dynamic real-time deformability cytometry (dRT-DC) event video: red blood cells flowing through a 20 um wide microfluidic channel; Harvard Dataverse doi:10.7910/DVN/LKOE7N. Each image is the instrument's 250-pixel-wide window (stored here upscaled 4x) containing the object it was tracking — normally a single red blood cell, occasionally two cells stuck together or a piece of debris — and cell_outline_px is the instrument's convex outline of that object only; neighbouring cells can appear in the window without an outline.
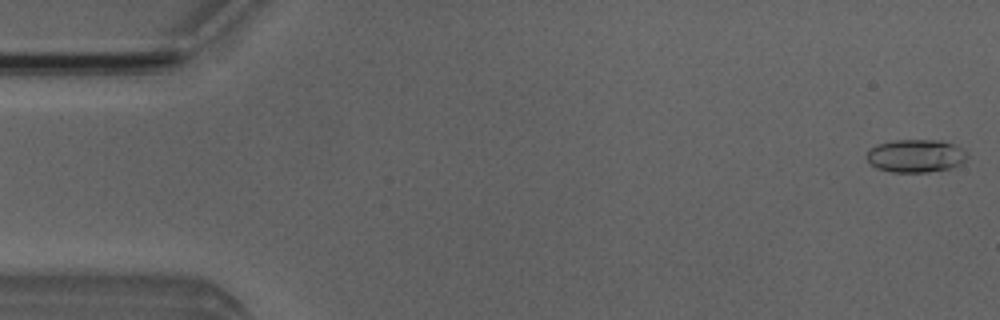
{"species": "Egyptian fruit bat (a non-hibernating species)", "species_latin": "Rousettus aegyptiacus", "temperature_condition": "room temperature", "stored_images_in_passage": 4, "camera_frame_rate_fps": 3000, "um_per_image_px": 0.085, "animal": {"sex": "male"}, "frame": {"image": 1, "passage_image": 1, "time_ms": 0.0, "image_size_px": [1000, 320], "cell_outline_px": [[968, 156], [960, 164], [948, 168], [928, 172], [892, 172], [876, 168], [868, 160], [868, 148], [876, 144], [896, 140], [940, 140], [952, 144], [960, 148]], "centroid_in_image_um": [77.8, 13.24], "position_along_channel_um": 7.2, "area_um2": 19.07}}